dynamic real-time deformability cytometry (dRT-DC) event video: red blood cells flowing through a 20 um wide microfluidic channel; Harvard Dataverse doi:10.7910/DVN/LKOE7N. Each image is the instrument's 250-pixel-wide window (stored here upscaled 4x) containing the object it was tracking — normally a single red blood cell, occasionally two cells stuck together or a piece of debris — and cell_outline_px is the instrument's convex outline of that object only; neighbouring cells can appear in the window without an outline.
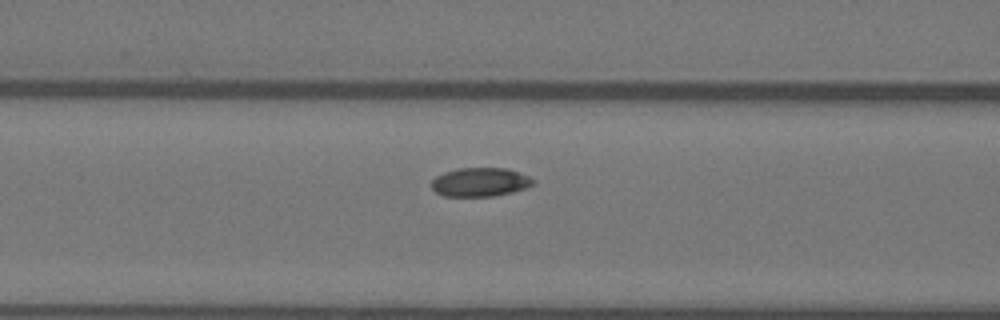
{"species": "Egyptian fruit bat (a non-hibernating species)", "species_latin": "Rousettus aegyptiacus", "temperature_condition": "warm", "stored_images_in_passage": 3, "camera_frame_rate_fps": 3000, "um_per_image_px": 0.085, "animal": {"sex": "female"}, "frame": {"image": 1, "passage_image": 3, "time_ms": 0.667, "image_size_px": [1000, 320], "cell_outline_px": [[536, 184], [528, 188], [512, 192], [492, 196], [444, 196], [436, 192], [432, 188], [432, 180], [436, 176], [444, 172], [456, 168], [508, 168], [520, 172], [536, 180]], "centroid_in_image_um": [40.86, 15.47], "position_along_channel_um": 125.7, "area_um2": 17.28}}